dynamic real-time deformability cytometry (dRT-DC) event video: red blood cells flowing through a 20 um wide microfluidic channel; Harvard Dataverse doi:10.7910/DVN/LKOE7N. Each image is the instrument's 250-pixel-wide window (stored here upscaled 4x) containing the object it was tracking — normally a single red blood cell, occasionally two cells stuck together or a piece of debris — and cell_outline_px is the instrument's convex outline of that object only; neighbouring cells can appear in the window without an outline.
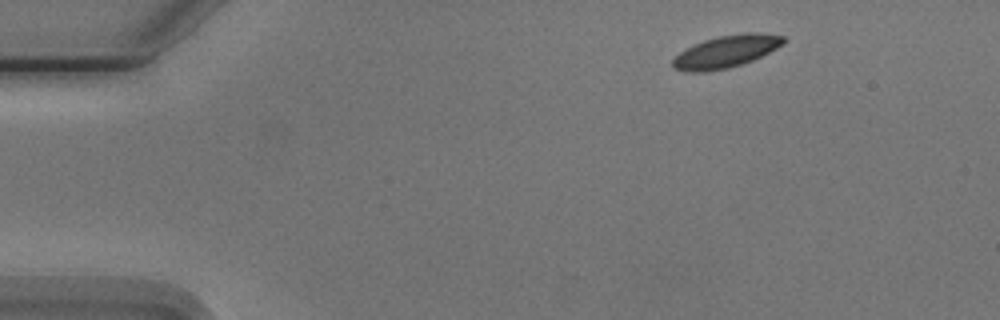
{"species": "Egyptian fruit bat (a non-hibernating species)", "species_latin": "Rousettus aegyptiacus", "temperature_condition": "cold", "stored_images_in_passage": 4, "camera_frame_rate_fps": 3000, "um_per_image_px": 0.085, "animal": {"sex": "male"}, "frame": {"image": 1, "passage_image": 1, "time_ms": 0.0, "image_size_px": [1000, 320], "cell_outline_px": [[784, 44], [752, 60], [728, 68], [708, 72], [684, 72], [672, 68], [672, 60], [680, 52], [692, 44], [704, 40], [720, 36], [744, 32], [760, 32], [784, 36]], "centroid_in_image_um": [61.67, 4.38], "position_along_channel_um": 23.3, "area_um2": 20.87}}
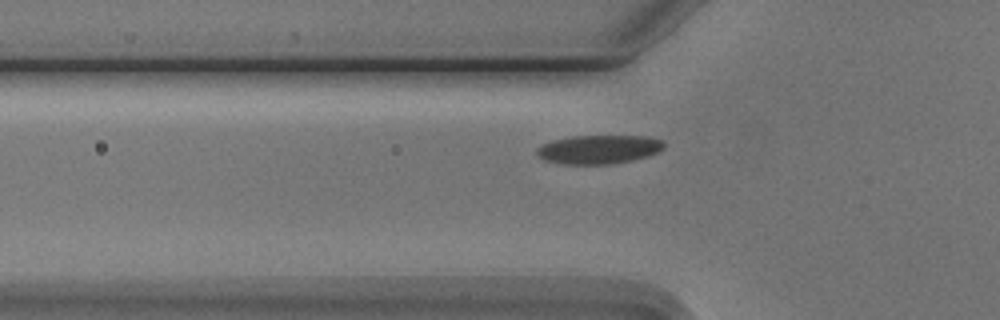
{"frame": {"image": 2, "passage_image": 4, "time_ms": 3.667, "image_size_px": [1000, 320], "cell_outline_px": [[664, 148], [660, 152], [648, 156], [632, 160], [612, 164], [560, 164], [544, 160], [536, 156], [536, 148], [552, 140], [572, 136], [648, 136], [664, 140]], "centroid_in_image_um": [50.91, 12.7], "position_along_channel_um": 74.9, "area_um2": 21.62}}